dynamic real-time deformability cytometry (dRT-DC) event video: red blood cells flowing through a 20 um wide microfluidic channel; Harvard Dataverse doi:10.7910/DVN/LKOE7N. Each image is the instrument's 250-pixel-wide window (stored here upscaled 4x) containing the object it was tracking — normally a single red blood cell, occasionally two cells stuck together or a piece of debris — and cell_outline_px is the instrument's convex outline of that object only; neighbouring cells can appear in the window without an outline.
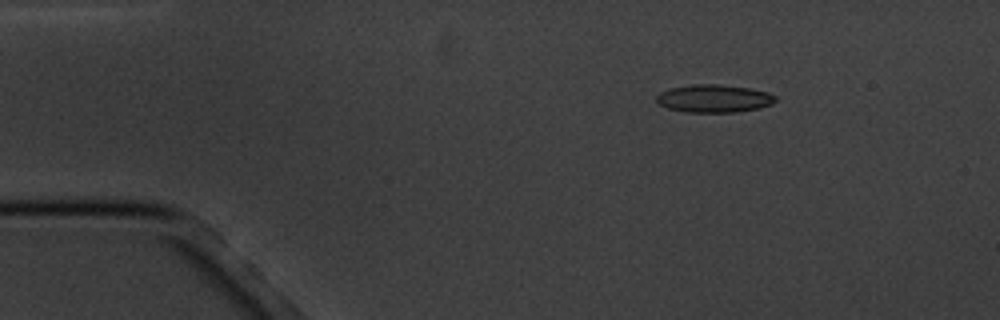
{"species": "common noctule bat (a hibernating species)", "species_latin": "Nyctalus noctula", "temperature_condition": "cold", "stored_images_in_passage": 4, "camera_frame_rate_fps": 3000, "um_per_image_px": 0.085, "animal": {"sex": "male", "body_mass_g": 20.1, "forearm_length_mm": 53.5}, "frame": {"image": 1, "passage_image": 1, "time_ms": 0.0, "image_size_px": [1000, 320], "cell_outline_px": [[776, 100], [772, 104], [760, 108], [736, 112], [688, 112], [668, 108], [660, 104], [656, 100], [656, 96], [660, 92], [668, 88], [696, 84], [716, 84], [748, 88], [768, 92], [776, 96]], "centroid_in_image_um": [60.69, 8.37], "position_along_channel_um": 24.3, "area_um2": 19.25}}
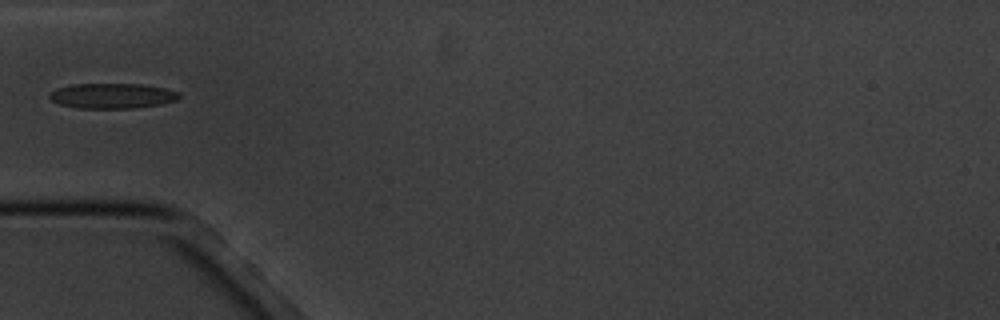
{"frame": {"image": 2, "passage_image": 4, "time_ms": 3.333, "image_size_px": [1000, 320], "cell_outline_px": [[180, 96], [176, 100], [160, 104], [132, 108], [76, 108], [60, 104], [52, 100], [48, 96], [56, 88], [72, 84], [140, 84], [164, 88], [180, 92]], "centroid_in_image_um": [9.53, 8.14], "position_along_channel_um": 75.5, "area_um2": 18.9}}